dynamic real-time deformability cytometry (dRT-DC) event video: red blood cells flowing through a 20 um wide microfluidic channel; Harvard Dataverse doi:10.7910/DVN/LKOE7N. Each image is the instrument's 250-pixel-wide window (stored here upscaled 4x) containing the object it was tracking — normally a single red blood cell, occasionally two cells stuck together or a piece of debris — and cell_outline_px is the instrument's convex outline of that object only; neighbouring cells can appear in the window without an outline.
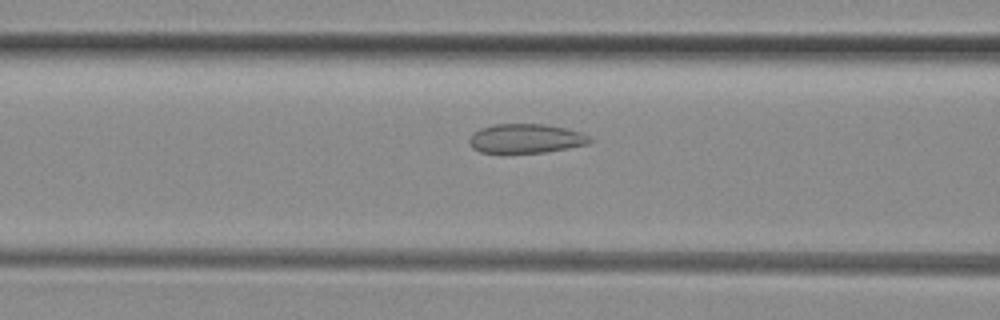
{"species": "common noctule bat (a hibernating species)", "species_latin": "Nyctalus noctula", "temperature_condition": "room temperature", "stored_images_in_passage": 44, "camera_frame_rate_fps": 3000, "um_per_image_px": 0.085, "animal": {"sex": "female", "body_mass_g": 29.2, "forearm_length_mm": 56.3}, "frame": {"image": 1, "passage_image": 14, "time_ms": 4.333, "image_size_px": [1000, 320], "cell_outline_px": [[592, 140], [588, 144], [568, 148], [544, 152], [500, 156], [480, 152], [472, 148], [468, 140], [472, 132], [480, 128], [492, 124], [544, 124], [564, 128], [580, 132], [588, 136]], "centroid_in_image_um": [44.59, 11.82], "position_along_channel_um": 122.0, "area_um2": 21.33}}
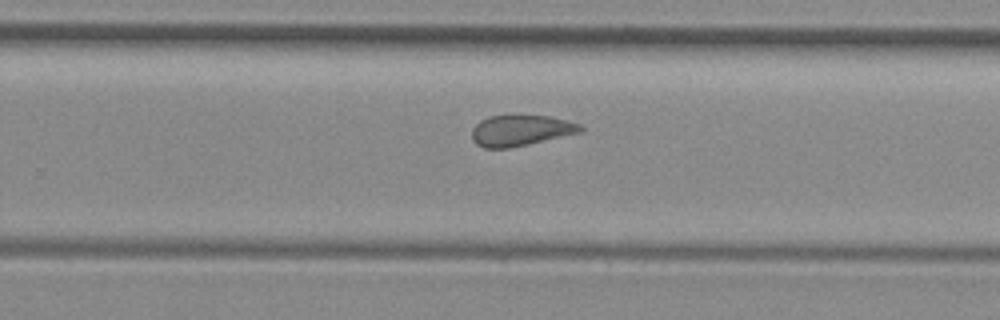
{"frame": {"image": 2, "passage_image": 26, "time_ms": 8.333, "image_size_px": [1000, 320], "cell_outline_px": [[584, 132], [528, 144], [508, 148], [484, 148], [476, 144], [472, 140], [472, 128], [480, 120], [488, 116], [548, 116], [580, 124], [584, 128]], "centroid_in_image_um": [44.26, 11.1], "position_along_channel_um": 285.5, "area_um2": 19.48}}
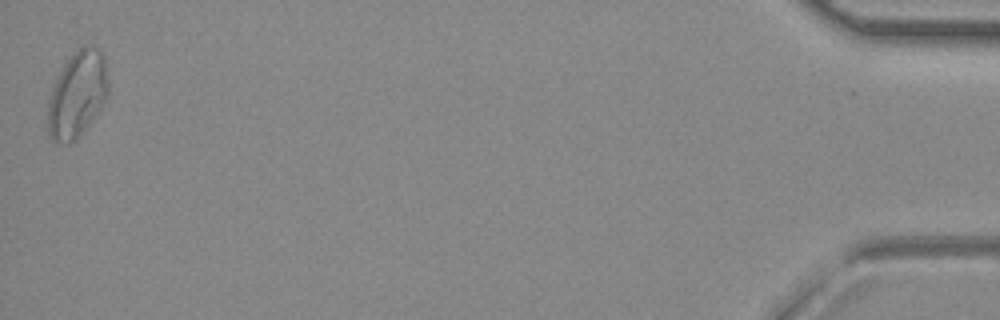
{"frame": {"image": 3, "passage_image": 44, "time_ms": 14.333, "image_size_px": [1000, 320], "cell_outline_px": [[108, 92], [100, 108], [80, 136], [76, 140], [52, 140], [48, 136], [48, 100], [52, 88], [64, 64], [84, 44], [92, 44], [100, 48], [104, 56], [108, 80]], "centroid_in_image_um": [6.58, 7.97], "position_along_channel_um": 428.6, "area_um2": 29.88}, "authors_computed_cell_mechanics": {"area_um2": 21.5883, "velocity_mm_per_s": 4.1011, "shape_relaxation_time_tau1_ms": null, "shape_relaxation_time_tau2_ms": 1.89, "deformation_change_tau1": null, "deformation_change_tau2": 0.0904}}